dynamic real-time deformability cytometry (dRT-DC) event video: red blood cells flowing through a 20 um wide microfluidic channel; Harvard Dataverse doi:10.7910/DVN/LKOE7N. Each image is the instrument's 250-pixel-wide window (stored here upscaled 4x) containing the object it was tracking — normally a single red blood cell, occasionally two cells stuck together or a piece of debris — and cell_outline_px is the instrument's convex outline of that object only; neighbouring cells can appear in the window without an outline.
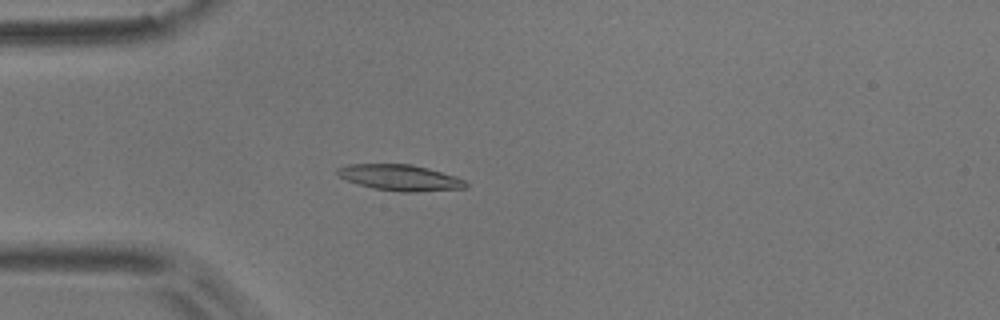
{"species": "common noctule bat (a hibernating species)", "species_latin": "Nyctalus noctula", "temperature_condition": "room temperature", "stored_images_in_passage": 49, "camera_frame_rate_fps": 3000, "um_per_image_px": 0.085, "animal": {"sex": "male", "body_mass_g": 17.9}, "frame": {"image": 1, "passage_image": 11, "time_ms": 3.333, "image_size_px": [1000, 320], "cell_outline_px": [[468, 188], [416, 192], [400, 192], [372, 188], [348, 180], [340, 176], [336, 172], [336, 168], [348, 164], [412, 164], [428, 168], [456, 176], [464, 180], [468, 184]], "centroid_in_image_um": [34.04, 15.1], "position_along_channel_um": 51.0, "area_um2": 19.48}}
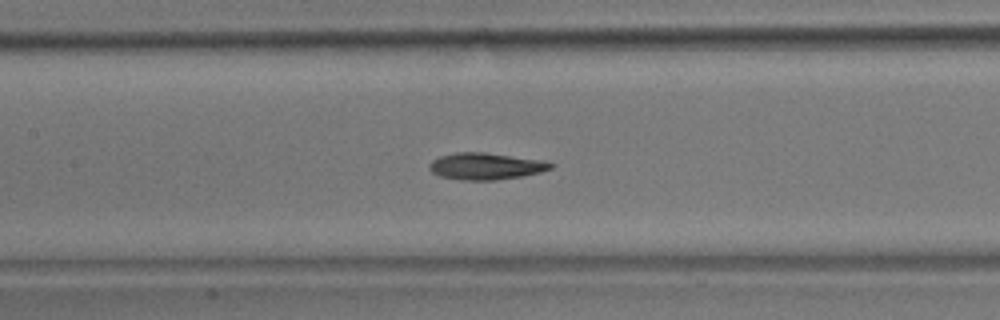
{"frame": {"image": 2, "passage_image": 21, "time_ms": 6.667, "image_size_px": [1000, 320], "cell_outline_px": [[556, 164], [552, 168], [540, 172], [524, 176], [496, 180], [460, 180], [440, 176], [432, 172], [428, 168], [428, 164], [432, 160], [440, 156], [456, 152], [484, 152], [544, 160]], "centroid_in_image_um": [41.3, 14.13], "position_along_channel_um": 166.1, "area_um2": 19.13}}
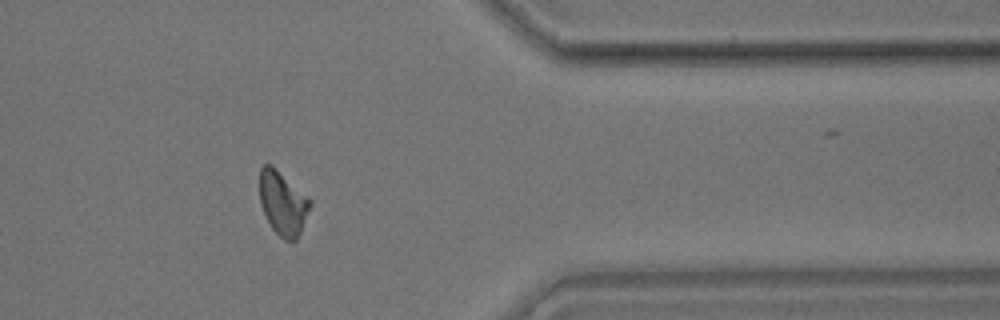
{"frame": {"image": 3, "passage_image": 40, "time_ms": 13.0, "image_size_px": [1000, 320], "cell_outline_px": [[312, 204], [300, 232], [296, 240], [284, 240], [272, 228], [260, 204], [260, 168], [264, 164], [272, 164], [308, 196], [312, 200]], "centroid_in_image_um": [24.05, 17.23], "position_along_channel_um": 387.3, "area_um2": 18.73}, "authors_computed_cell_mechanics": {"area_um2": 18.7272, "velocity_mm_per_s": 3.7671, "shape_relaxation_time_tau1_ms": 4.6171, "shape_relaxation_time_tau2_ms": 2.0122, "deformation_change_tau1": 0.1534, "deformation_change_tau2": 0.0725}}